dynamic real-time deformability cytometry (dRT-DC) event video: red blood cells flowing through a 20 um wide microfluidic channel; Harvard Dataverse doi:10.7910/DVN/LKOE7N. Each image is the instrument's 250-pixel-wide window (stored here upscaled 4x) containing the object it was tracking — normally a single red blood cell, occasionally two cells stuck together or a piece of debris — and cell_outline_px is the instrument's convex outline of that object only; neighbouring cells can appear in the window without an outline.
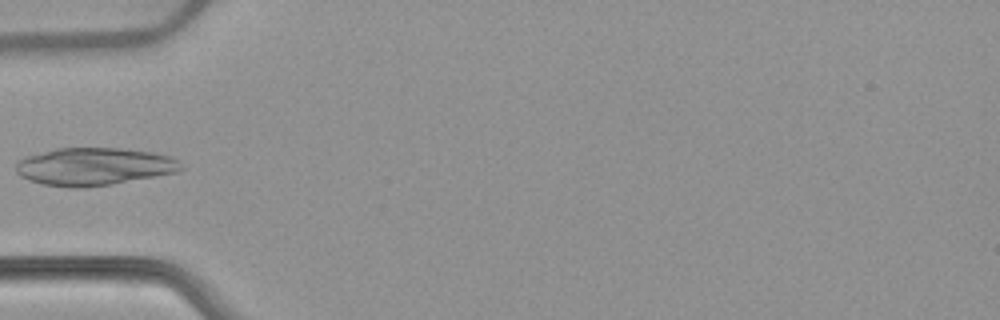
{"species": "common noctule bat (a hibernating species)", "species_latin": "Nyctalus noctula", "temperature_condition": "warm", "stored_images_in_passage": 36, "camera_frame_rate_fps": 3000, "um_per_image_px": 0.085, "animal": {"sex": "female", "body_mass_g": 22.7, "forearm_length_mm": 54.2}, "frame": {"image": 1, "passage_image": 1, "time_ms": 0.0, "image_size_px": [1000, 320], "cell_outline_px": [[184, 168], [176, 172], [156, 176], [112, 184], [84, 188], [72, 188], [44, 184], [28, 180], [20, 176], [16, 172], [16, 160], [24, 156], [56, 148], [120, 148], [152, 152], [172, 156]], "centroid_in_image_um": [7.95, 14.15], "position_along_channel_um": 77.1, "area_um2": 36.41}}
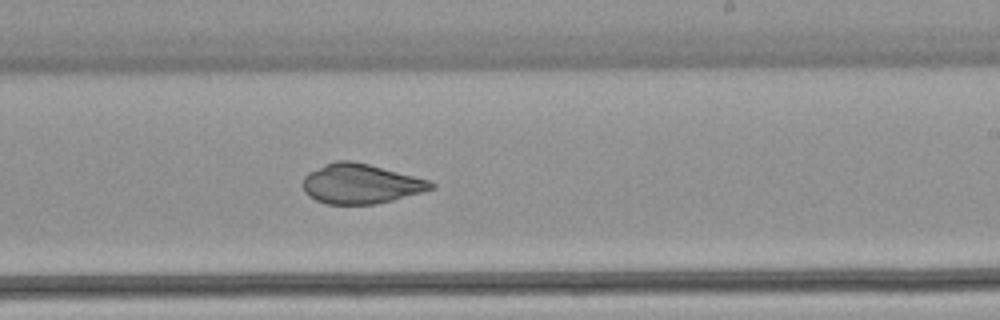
{"frame": {"image": 2, "passage_image": 15, "time_ms": 4.667, "image_size_px": [1000, 320], "cell_outline_px": [[436, 188], [392, 200], [376, 204], [328, 204], [316, 200], [308, 196], [304, 192], [304, 176], [308, 172], [324, 164], [336, 160], [352, 160], [432, 180], [436, 184]], "centroid_in_image_um": [30.68, 15.61], "position_along_channel_um": 258.3, "area_um2": 29.82}}
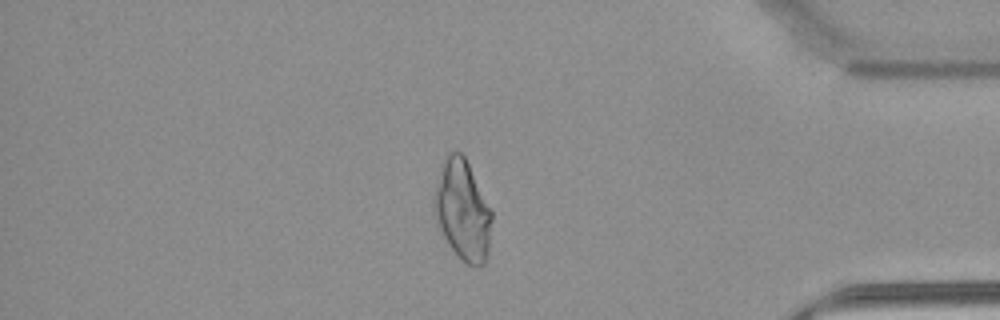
{"frame": {"image": 3, "passage_image": 28, "time_ms": 9.0, "image_size_px": [1000, 320], "cell_outline_px": [[492, 220], [488, 252], [484, 264], [468, 264], [448, 244], [432, 212], [432, 196], [444, 160], [448, 152], [460, 152], [464, 156], [492, 212]], "centroid_in_image_um": [39.29, 17.85], "position_along_channel_um": 395.9, "area_um2": 33.06}}